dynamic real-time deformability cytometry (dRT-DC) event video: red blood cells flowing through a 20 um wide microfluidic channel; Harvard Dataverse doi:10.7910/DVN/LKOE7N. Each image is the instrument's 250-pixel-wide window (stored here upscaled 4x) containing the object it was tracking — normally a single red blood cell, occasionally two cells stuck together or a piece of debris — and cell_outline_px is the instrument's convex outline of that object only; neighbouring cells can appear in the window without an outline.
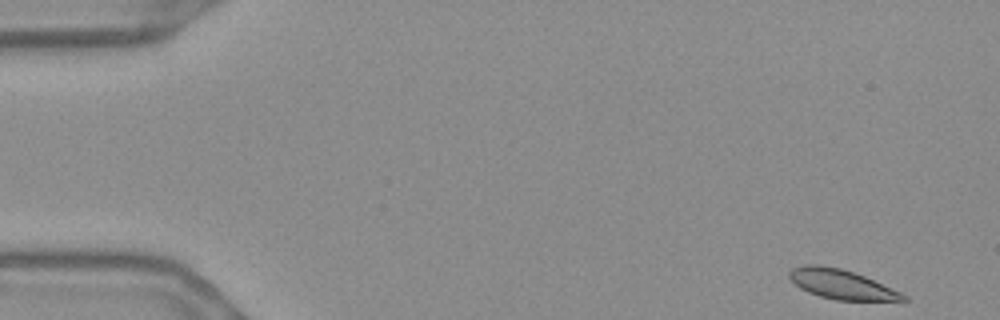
{"species": "Egyptian fruit bat (a non-hibernating species)", "species_latin": "Rousettus aegyptiacus", "temperature_condition": "warm", "stored_images_in_passage": 54, "camera_frame_rate_fps": 3000, "um_per_image_px": 0.085, "frame": {"image": 1, "passage_image": 1, "time_ms": 0.0, "image_size_px": [1000, 320], "cell_outline_px": [[908, 300], [836, 300], [820, 296], [808, 292], [800, 288], [788, 276], [788, 272], [792, 268], [804, 264], [816, 264], [840, 268], [864, 276], [900, 292], [908, 296]], "centroid_in_image_um": [71.48, 24.15], "position_along_channel_um": 13.5, "area_um2": 19.31}}
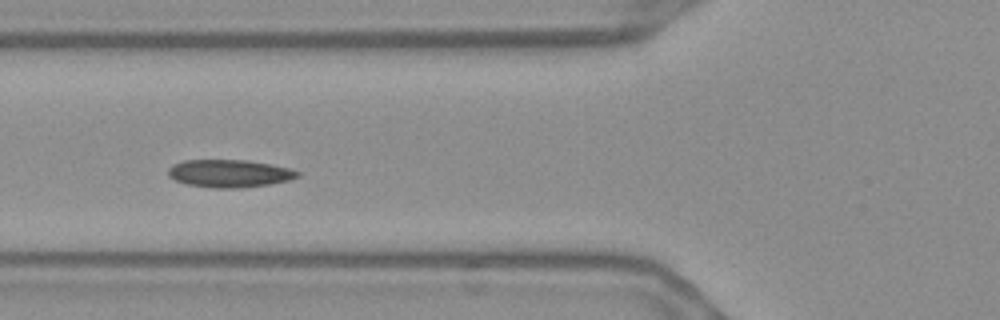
{"frame": {"image": 2, "passage_image": 19, "time_ms": 6.0, "image_size_px": [1000, 320], "cell_outline_px": [[300, 176], [288, 180], [268, 184], [240, 188], [212, 188], [188, 184], [176, 180], [168, 176], [168, 168], [172, 164], [184, 160], [248, 160], [272, 164], [288, 168], [300, 172]], "centroid_in_image_um": [19.49, 14.73], "position_along_channel_um": 106.3, "area_um2": 20.87}}
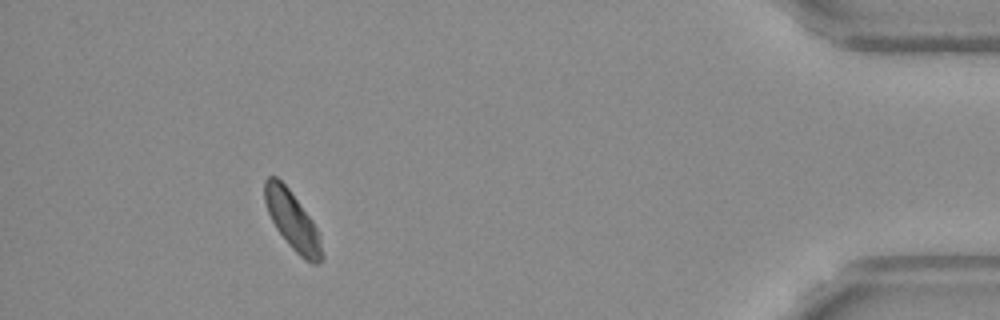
{"frame": {"image": 3, "passage_image": 49, "time_ms": 16.0, "image_size_px": [1000, 320], "cell_outline_px": [[324, 256], [316, 264], [312, 264], [304, 260], [288, 244], [276, 228], [268, 212], [264, 200], [264, 180], [268, 176], [276, 176], [288, 188], [312, 220], [320, 236]], "centroid_in_image_um": [24.85, 18.76], "position_along_channel_um": 410.3, "area_um2": 19.31}}